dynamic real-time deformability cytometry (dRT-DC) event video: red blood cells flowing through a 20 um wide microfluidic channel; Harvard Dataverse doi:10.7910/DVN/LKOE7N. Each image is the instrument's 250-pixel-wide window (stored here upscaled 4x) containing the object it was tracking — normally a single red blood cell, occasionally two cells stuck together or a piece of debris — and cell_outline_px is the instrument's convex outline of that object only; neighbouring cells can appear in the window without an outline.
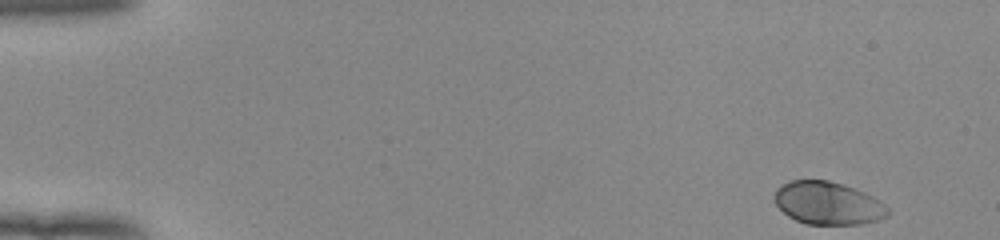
{"species": "human", "species_latin": "Homo sapiens", "temperature_condition": "room temperature", "stored_images_in_passage": 50, "camera_frame_rate_fps": 3000, "um_per_image_px": 0.085, "donor": {"sex": "female"}, "frame": {"image": 1, "passage_image": 1, "time_ms": 0.0, "image_size_px": [1000, 240], "cell_outline_px": [[888, 216], [880, 220], [860, 224], [804, 224], [788, 216], [776, 204], [772, 196], [776, 188], [788, 180], [828, 180], [864, 192], [880, 200], [888, 208]], "centroid_in_image_um": [70.35, 17.27], "position_along_channel_um": 14.7, "area_um2": 28.38}}
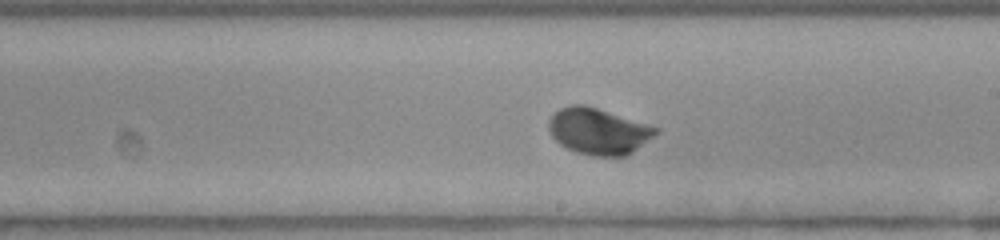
{"frame": {"image": 2, "passage_image": 29, "time_ms": 9.333, "image_size_px": [1000, 240], "cell_outline_px": [[660, 132], [632, 152], [624, 156], [592, 156], [576, 152], [560, 144], [552, 136], [548, 128], [548, 120], [560, 108], [572, 104], [584, 104], [660, 128]], "centroid_in_image_um": [50.87, 11.15], "position_along_channel_um": 238.1, "area_um2": 28.73}}
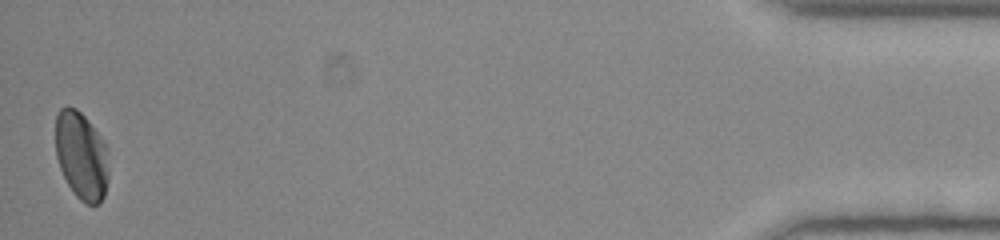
{"frame": {"image": 3, "passage_image": 50, "time_ms": 16.333, "image_size_px": [1000, 240], "cell_outline_px": [[108, 180], [104, 196], [100, 204], [88, 204], [80, 200], [76, 196], [68, 184], [60, 168], [56, 156], [56, 112], [60, 108], [76, 108], [88, 120], [104, 144], [108, 172]], "centroid_in_image_um": [6.9, 13.26], "position_along_channel_um": 428.3, "area_um2": 26.76}, "authors_computed_cell_mechanics": {"area_um2": 27.9752, "velocity_mm_per_s": 3.9113, "shape_relaxation_time_tau1_ms": 1.9804, "shape_relaxation_time_tau2_ms": null, "deformation_change_tau1": 0.1332, "deformation_change_tau2": null}}